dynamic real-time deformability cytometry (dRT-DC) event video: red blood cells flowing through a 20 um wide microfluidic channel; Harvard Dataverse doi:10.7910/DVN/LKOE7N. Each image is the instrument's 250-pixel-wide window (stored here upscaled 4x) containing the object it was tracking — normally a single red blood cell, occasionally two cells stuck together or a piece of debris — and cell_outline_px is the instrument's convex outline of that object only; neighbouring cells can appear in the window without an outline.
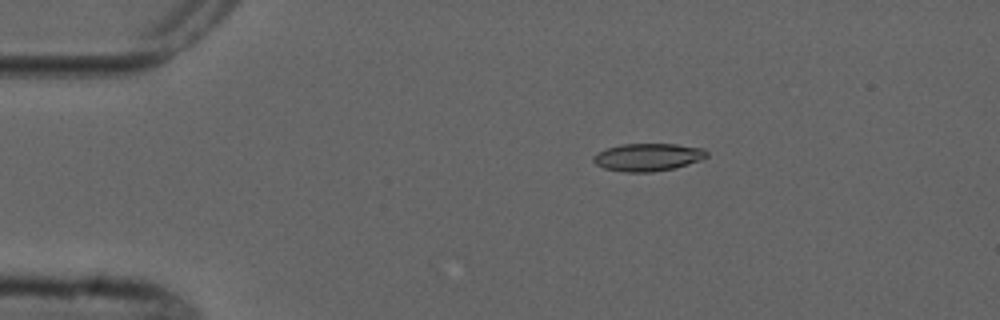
{"species": "common noctule bat (a hibernating species)", "species_latin": "Nyctalus noctula", "temperature_condition": "cold", "stored_images_in_passage": 7, "camera_frame_rate_fps": 3000, "um_per_image_px": 0.085, "animal": {"sex": "male", "forearm_length_mm": 52.5}, "frame": {"image": 1, "passage_image": 3, "time_ms": 2.333, "image_size_px": [1000, 320], "cell_outline_px": [[708, 156], [700, 160], [676, 168], [652, 172], [624, 172], [604, 168], [596, 164], [592, 160], [592, 156], [596, 152], [620, 144], [676, 144], [704, 148], [708, 152]], "centroid_in_image_um": [55.06, 13.36], "position_along_channel_um": 29.9, "area_um2": 18.44}}
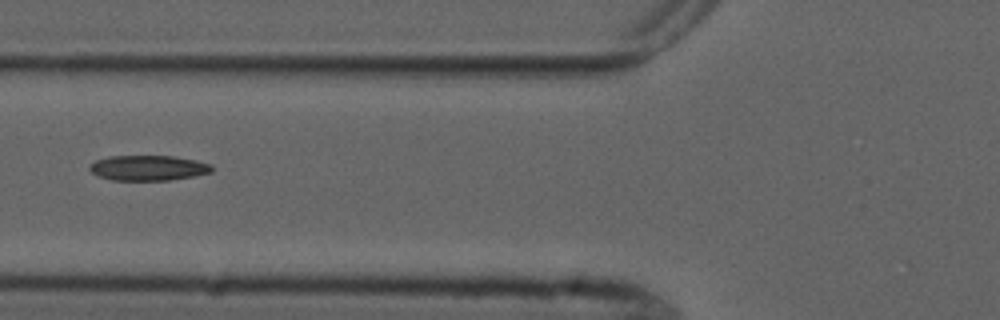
{"frame": {"image": 2, "passage_image": 6, "time_ms": 6.0, "image_size_px": [1000, 320], "cell_outline_px": [[212, 172], [196, 176], [168, 180], [112, 180], [100, 176], [92, 172], [88, 168], [96, 160], [112, 156], [172, 156], [196, 160], [212, 164]], "centroid_in_image_um": [12.65, 14.27], "position_along_channel_um": 113.2, "area_um2": 17.86}}
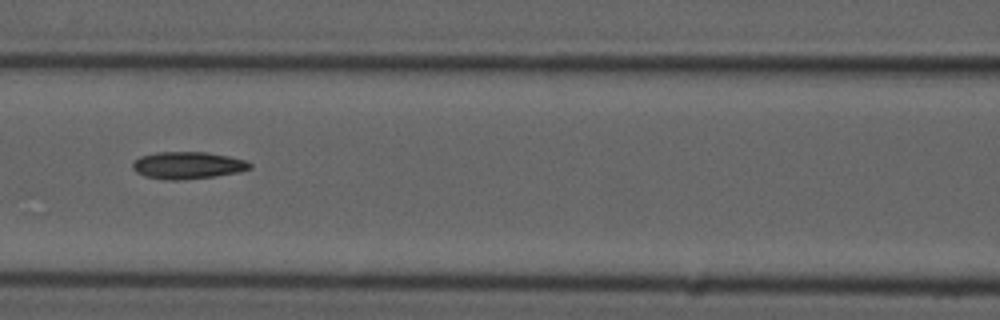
{"frame": {"image": 3, "passage_image": 7, "time_ms": 7.0, "image_size_px": [1000, 320], "cell_outline_px": [[252, 168], [240, 172], [216, 176], [180, 180], [164, 180], [144, 176], [136, 172], [132, 168], [132, 164], [140, 156], [156, 152], [208, 152], [228, 156], [244, 160], [252, 164]], "centroid_in_image_um": [15.95, 14.06], "position_along_channel_um": 150.6, "area_um2": 18.67}}